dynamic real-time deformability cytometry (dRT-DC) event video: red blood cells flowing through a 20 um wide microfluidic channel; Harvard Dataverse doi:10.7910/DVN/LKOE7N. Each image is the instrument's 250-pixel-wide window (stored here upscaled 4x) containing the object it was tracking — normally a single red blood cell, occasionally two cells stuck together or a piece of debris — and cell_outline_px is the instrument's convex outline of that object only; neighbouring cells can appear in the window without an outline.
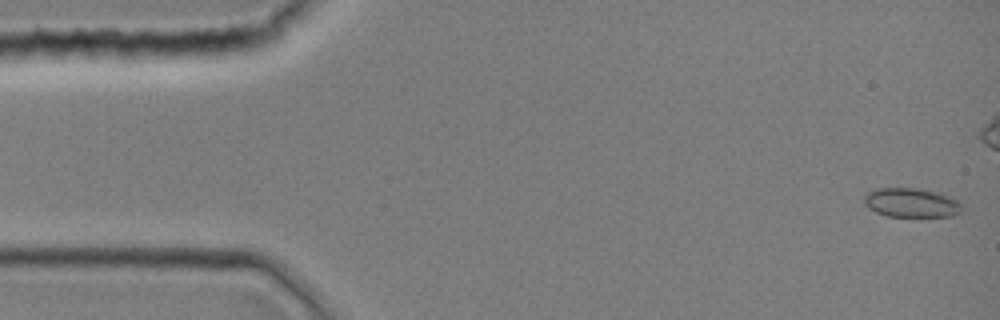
{"species": "common noctule bat (a hibernating species)", "species_latin": "Nyctalus noctula", "temperature_condition": "room temperature", "stored_images_in_passage": 7, "camera_frame_rate_fps": 3000, "um_per_image_px": 0.085, "animal": {"sex": "female", "body_mass_g": 19.0, "forearm_length_mm": 51.5}, "frame": {"image": 1, "passage_image": 1, "time_ms": 0.0, "image_size_px": [1000, 320], "cell_outline_px": [[960, 212], [952, 216], [888, 216], [876, 212], [868, 208], [864, 204], [864, 192], [872, 188], [920, 188], [936, 192], [960, 200]], "centroid_in_image_um": [77.4, 17.21], "position_along_channel_um": 7.6, "area_um2": 16.76}}